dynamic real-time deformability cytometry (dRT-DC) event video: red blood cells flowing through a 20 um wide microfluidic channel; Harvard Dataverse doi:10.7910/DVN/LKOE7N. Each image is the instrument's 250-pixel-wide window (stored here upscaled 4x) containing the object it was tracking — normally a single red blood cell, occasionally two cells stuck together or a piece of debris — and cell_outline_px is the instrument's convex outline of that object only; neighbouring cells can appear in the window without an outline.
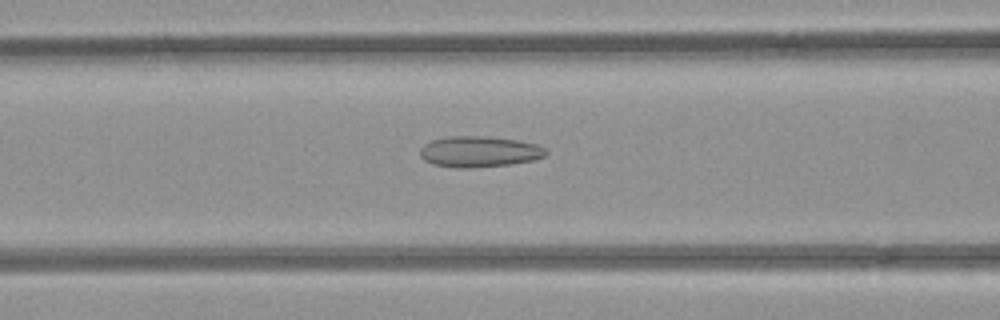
{"species": "common noctule bat (a hibernating species)", "species_latin": "Nyctalus noctula", "temperature_condition": "room temperature", "stored_images_in_passage": 40, "camera_frame_rate_fps": 3000, "um_per_image_px": 0.085, "animal": {"sex": "female", "body_mass_g": 21.9}, "frame": {"image": 1, "passage_image": 9, "time_ms": 2.667, "image_size_px": [1000, 320], "cell_outline_px": [[548, 152], [544, 156], [532, 160], [512, 164], [472, 168], [452, 168], [432, 164], [424, 160], [420, 156], [420, 148], [424, 144], [432, 140], [448, 136], [488, 136], [516, 140], [536, 144], [544, 148]], "centroid_in_image_um": [40.69, 12.9], "position_along_channel_um": 125.9, "area_um2": 22.83}}
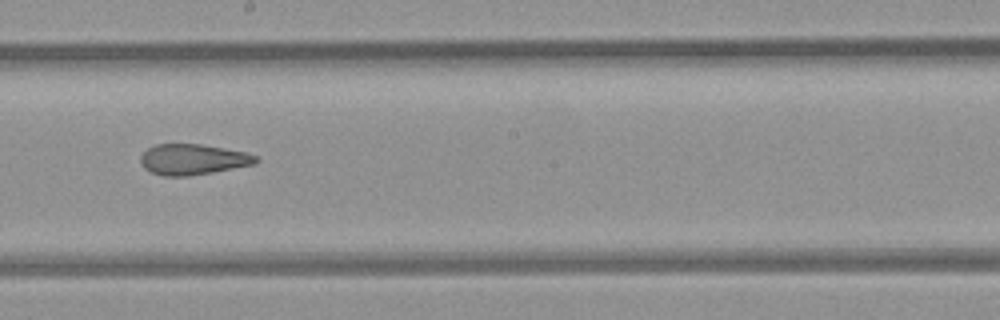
{"frame": {"image": 2, "passage_image": 17, "time_ms": 5.333, "image_size_px": [1000, 320], "cell_outline_px": [[260, 160], [256, 164], [212, 172], [188, 176], [164, 176], [152, 172], [144, 168], [140, 160], [140, 156], [148, 148], [156, 144], [200, 144], [224, 148], [244, 152], [256, 156]], "centroid_in_image_um": [16.4, 13.55], "position_along_channel_um": 231.8, "area_um2": 20.52}}
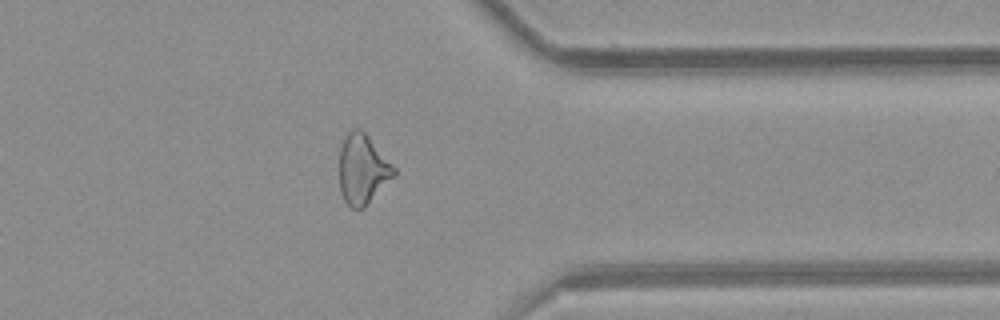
{"frame": {"image": 3, "passage_image": 29, "time_ms": 9.333, "image_size_px": [1000, 320], "cell_outline_px": [[396, 176], [364, 208], [352, 208], [344, 200], [340, 192], [340, 148], [348, 132], [356, 128], [360, 128], [368, 136], [396, 168]], "centroid_in_image_um": [30.85, 14.41], "position_along_channel_um": 380.6, "area_um2": 22.2}, "authors_computed_cell_mechanics": {"area_um2": 22.2819, "velocity_mm_per_s": 3.9631, "shape_relaxation_time_tau1_ms": null, "shape_relaxation_time_tau2_ms": 2.164, "deformation_change_tau1": null, "deformation_change_tau2": 0.1103}}